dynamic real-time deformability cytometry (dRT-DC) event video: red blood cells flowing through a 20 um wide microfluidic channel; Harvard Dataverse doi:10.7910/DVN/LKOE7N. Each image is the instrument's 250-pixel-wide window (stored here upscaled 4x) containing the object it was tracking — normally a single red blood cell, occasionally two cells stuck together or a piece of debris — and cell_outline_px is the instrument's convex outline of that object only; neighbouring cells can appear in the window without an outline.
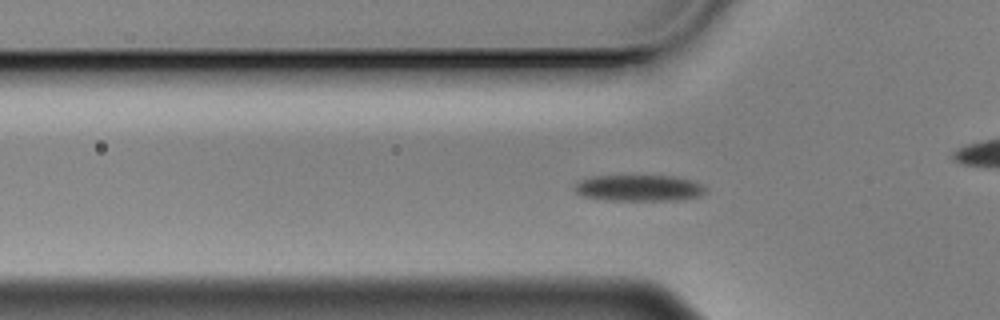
{"species": "Egyptian fruit bat (a non-hibernating species)", "species_latin": "Rousettus aegyptiacus", "temperature_condition": "cold", "stored_images_in_passage": 53, "camera_frame_rate_fps": 3000, "um_per_image_px": 0.085, "animal": {"sex": "male"}, "frame": {"image": 1, "passage_image": 13, "time_ms": 4.0, "image_size_px": [1000, 320], "cell_outline_px": [[704, 192], [700, 196], [676, 200], [608, 200], [584, 196], [576, 192], [576, 184], [580, 180], [592, 176], [672, 176], [688, 180], [700, 184], [704, 188]], "centroid_in_image_um": [54.28, 15.98], "position_along_channel_um": 71.5, "area_um2": 19.59}}
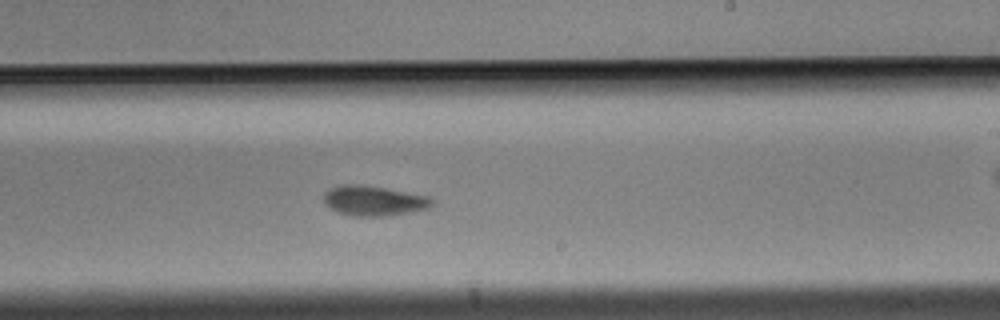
{"frame": {"image": 2, "passage_image": 29, "time_ms": 9.333, "image_size_px": [1000, 320], "cell_outline_px": [[432, 204], [428, 208], [408, 212], [384, 216], [352, 216], [340, 212], [324, 204], [324, 192], [328, 188], [340, 184], [360, 184], [432, 196]], "centroid_in_image_um": [31.75, 17.04], "position_along_channel_um": 257.3, "area_um2": 18.9}}
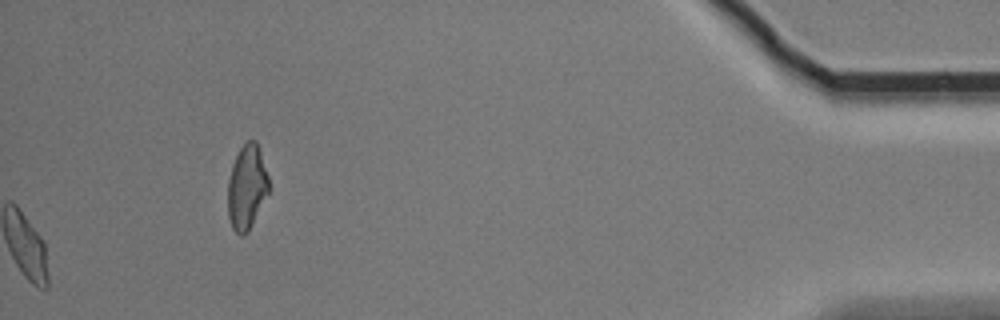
{"frame": {"image": 3, "passage_image": 53, "time_ms": 17.333, "image_size_px": [1000, 320], "cell_outline_px": [[268, 192], [248, 232], [244, 236], [240, 236], [232, 228], [228, 216], [228, 180], [232, 164], [240, 148], [248, 140], [256, 140], [268, 176]], "centroid_in_image_um": [20.96, 15.93], "position_along_channel_um": 414.2, "area_um2": 19.94}, "authors_computed_cell_mechanics": {"area_um2": 18.9006, "velocity_mm_per_s": 3.474, "shape_relaxation_time_tau1_ms": 4.3061, "shape_relaxation_time_tau2_ms": 7.129, "deformation_change_tau1": 0.1379, "deformation_change_tau2": 0.1319}}